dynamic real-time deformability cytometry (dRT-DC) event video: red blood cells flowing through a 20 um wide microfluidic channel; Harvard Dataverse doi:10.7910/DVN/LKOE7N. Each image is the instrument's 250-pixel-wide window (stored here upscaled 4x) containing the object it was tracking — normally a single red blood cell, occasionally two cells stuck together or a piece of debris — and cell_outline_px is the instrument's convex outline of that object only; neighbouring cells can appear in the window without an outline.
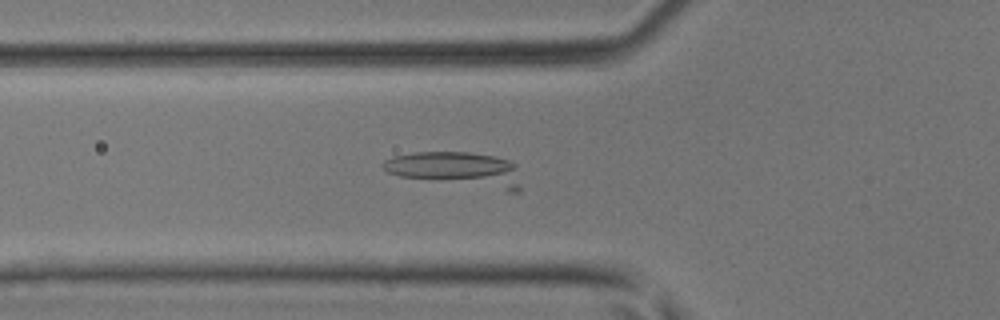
{"species": "common noctule bat (a hibernating species)", "species_latin": "Nyctalus noctula", "temperature_condition": "room temperature", "stored_images_in_passage": 25, "camera_frame_rate_fps": 3000, "um_per_image_px": 0.085, "animal": {"sex": "male", "body_mass_g": 17.9, "forearm_length_mm": 54.2}, "frame": {"image": 1, "passage_image": 18, "time_ms": 5.667, "image_size_px": [1000, 320], "cell_outline_px": [[520, 192], [508, 192], [400, 176], [388, 172], [380, 168], [380, 164], [384, 160], [392, 156], [412, 152], [468, 152], [492, 156], [508, 160], [516, 164], [520, 188]], "centroid_in_image_um": [38.81, 14.4], "position_along_channel_um": 87.0, "area_um2": 28.15}}